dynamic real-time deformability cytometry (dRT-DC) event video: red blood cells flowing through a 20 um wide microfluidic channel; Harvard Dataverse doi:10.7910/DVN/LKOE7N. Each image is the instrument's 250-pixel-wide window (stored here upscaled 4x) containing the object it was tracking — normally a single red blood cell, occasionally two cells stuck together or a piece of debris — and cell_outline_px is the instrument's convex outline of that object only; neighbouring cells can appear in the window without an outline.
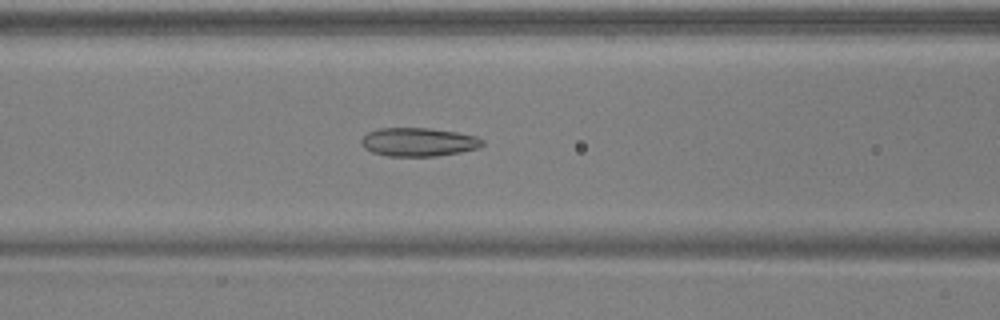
{"species": "common noctule bat (a hibernating species)", "species_latin": "Nyctalus noctula", "temperature_condition": "warm", "stored_images_in_passage": 44, "camera_frame_rate_fps": 3000, "um_per_image_px": 0.085, "animal": {"sex": "male", "body_mass_g": 17.9, "forearm_length_mm": 54.2}, "frame": {"image": 1, "passage_image": 21, "time_ms": 6.667, "image_size_px": [1000, 320], "cell_outline_px": [[484, 144], [480, 148], [460, 152], [436, 156], [388, 156], [372, 152], [364, 148], [360, 144], [360, 140], [368, 132], [380, 128], [428, 128], [456, 132], [476, 136], [484, 140]], "centroid_in_image_um": [35.57, 12.07], "position_along_channel_um": 131.0, "area_um2": 20.23}}
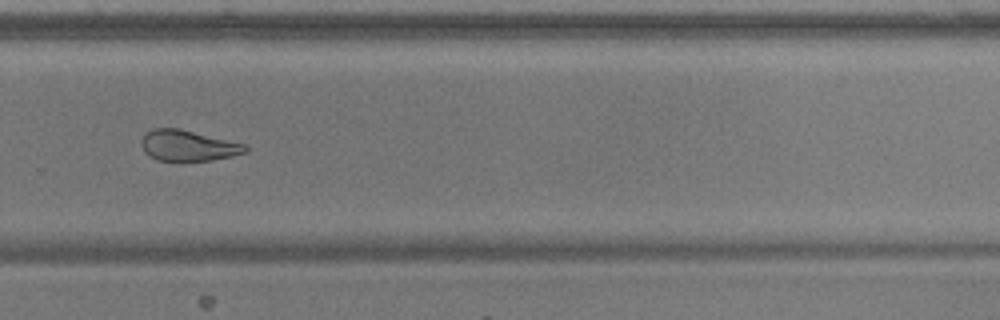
{"frame": {"image": 2, "passage_image": 35, "time_ms": 11.333, "image_size_px": [1000, 320], "cell_outline_px": [[248, 152], [232, 156], [212, 160], [180, 164], [156, 160], [148, 156], [144, 152], [140, 144], [140, 140], [152, 128], [180, 128], [244, 144], [248, 148]], "centroid_in_image_um": [15.94, 12.43], "position_along_channel_um": 313.9, "area_um2": 19.42}}
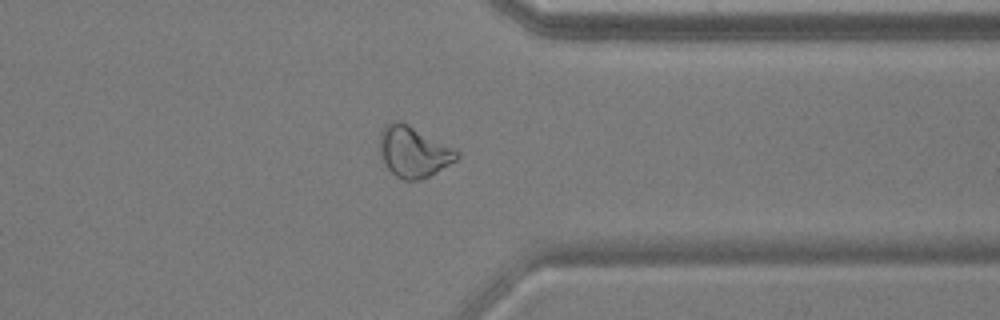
{"frame": {"image": 3, "passage_image": 40, "time_ms": 13.0, "image_size_px": [1000, 320], "cell_outline_px": [[460, 156], [456, 160], [436, 172], [420, 180], [404, 180], [396, 176], [384, 164], [380, 156], [380, 132], [384, 124], [392, 120], [400, 120], [408, 124], [460, 152]], "centroid_in_image_um": [35.11, 12.88], "position_along_channel_um": 376.3, "area_um2": 22.77}, "authors_computed_cell_mechanics": {"area_um2": 21.3282, "velocity_mm_per_s": 3.9247, "shape_relaxation_time_tau1_ms": null, "shape_relaxation_time_tau2_ms": 2.5496, "deformation_change_tau1": null, "deformation_change_tau2": 0.0999}}